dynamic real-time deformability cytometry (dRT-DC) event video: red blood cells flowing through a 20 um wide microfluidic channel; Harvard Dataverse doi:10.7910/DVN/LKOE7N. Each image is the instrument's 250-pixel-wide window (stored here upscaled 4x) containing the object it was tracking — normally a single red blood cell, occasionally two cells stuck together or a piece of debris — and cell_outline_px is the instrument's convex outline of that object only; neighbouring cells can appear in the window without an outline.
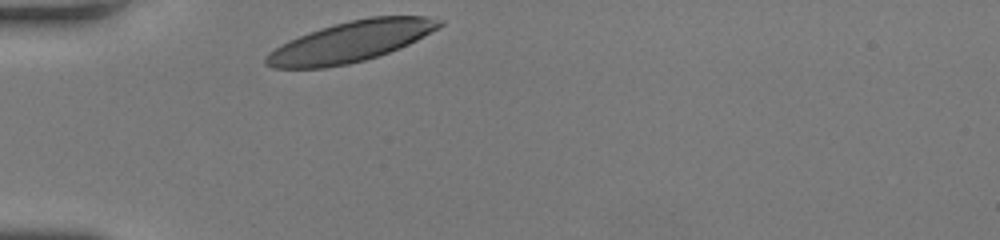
{"species": "human", "species_latin": "Homo sapiens", "temperature_condition": "room temperature", "stored_images_in_passage": 28, "camera_frame_rate_fps": 3000, "um_per_image_px": 0.085, "donor": {"sex": "female"}, "frame": {"image": 1, "passage_image": 1, "time_ms": 0.0, "image_size_px": [1000, 240], "cell_outline_px": [[444, 24], [416, 40], [408, 44], [388, 52], [364, 60], [348, 64], [324, 68], [272, 68], [264, 64], [264, 56], [268, 52], [280, 44], [288, 40], [308, 32], [320, 28], [352, 20], [372, 16], [424, 16], [444, 20]], "centroid_in_image_um": [29.75, 3.54], "position_along_channel_um": 55.2, "area_um2": 40.81}}
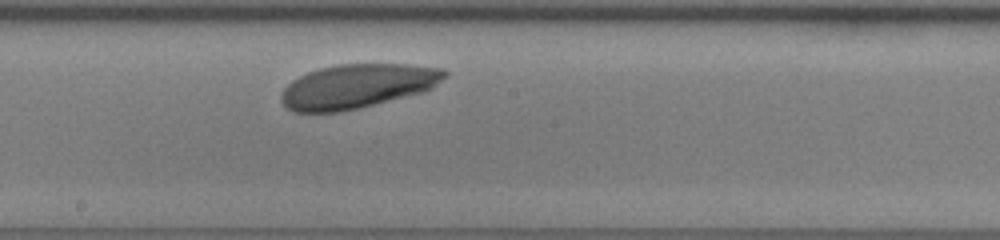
{"frame": {"image": 2, "passage_image": 15, "time_ms": 4.667, "image_size_px": [1000, 240], "cell_outline_px": [[448, 76], [432, 88], [424, 92], [360, 108], [340, 112], [292, 112], [280, 100], [280, 92], [292, 80], [308, 72], [320, 68], [340, 64], [404, 64], [444, 68], [448, 72]], "centroid_in_image_um": [30.39, 7.33], "position_along_channel_um": 217.8, "area_um2": 42.31}}
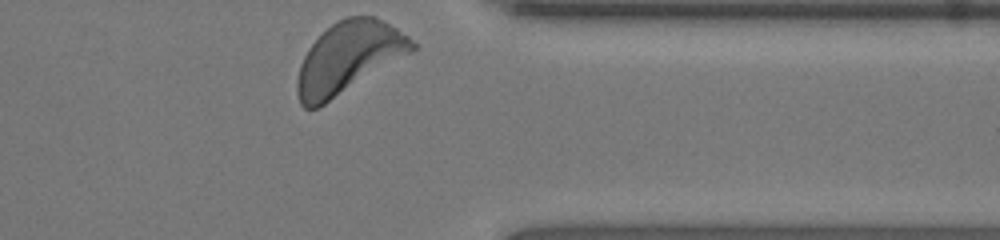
{"frame": {"image": 3, "passage_image": 28, "time_ms": 9.0, "image_size_px": [1000, 240], "cell_outline_px": [[416, 48], [324, 104], [316, 108], [304, 108], [300, 104], [296, 92], [296, 84], [300, 64], [308, 48], [332, 24], [348, 16], [376, 16], [396, 28], [408, 36], [416, 44]], "centroid_in_image_um": [29.58, 4.89], "position_along_channel_um": 381.8, "area_um2": 46.47}, "authors_computed_cell_mechanics": {"area_um2": 42.3096, "velocity_mm_per_s": 3.8561, "shape_relaxation_time_tau1_ms": 0.8701, "shape_relaxation_time_tau2_ms": null, "deformation_change_tau1": 0.0885, "deformation_change_tau2": null}}